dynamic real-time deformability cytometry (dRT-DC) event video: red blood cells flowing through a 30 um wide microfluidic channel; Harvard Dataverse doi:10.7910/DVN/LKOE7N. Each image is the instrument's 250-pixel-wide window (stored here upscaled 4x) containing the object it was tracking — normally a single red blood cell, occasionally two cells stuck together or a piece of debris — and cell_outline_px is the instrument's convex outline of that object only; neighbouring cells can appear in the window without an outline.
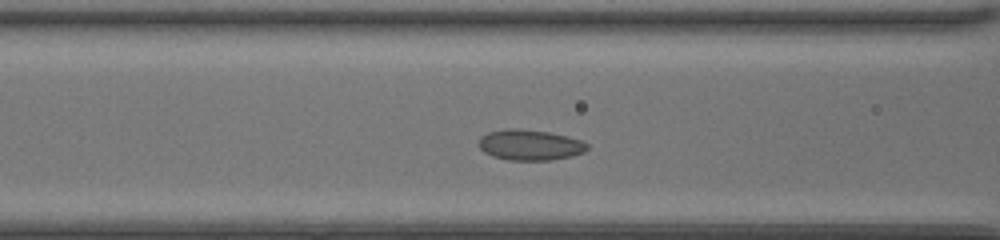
{"species": "common noctule bat (a hibernating species)", "species_latin": "Nyctalus noctula", "temperature_condition": "room temperature", "stored_images_in_passage": 39, "camera_frame_rate_fps": 3000, "um_per_image_px": 0.085, "animal": {"sex": "female", "body_mass_g": 20.0, "forearm_length_mm": 54.0}, "frame": {"image": 1, "passage_image": 11, "time_ms": 3.333, "image_size_px": [1000, 240], "cell_outline_px": [[588, 148], [584, 152], [572, 156], [548, 160], [508, 160], [492, 156], [484, 152], [480, 148], [480, 136], [488, 132], [504, 128], [520, 128], [548, 132], [568, 136], [580, 140], [588, 144]], "centroid_in_image_um": [45.03, 12.31], "position_along_channel_um": 121.6, "area_um2": 19.42}}
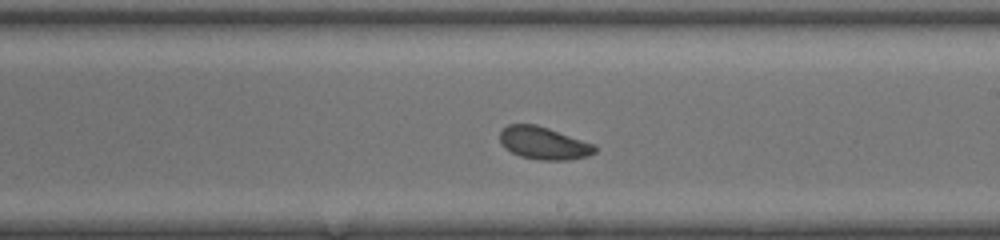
{"frame": {"image": 2, "passage_image": 20, "time_ms": 6.333, "image_size_px": [1000, 240], "cell_outline_px": [[596, 152], [588, 156], [568, 160], [540, 160], [520, 156], [512, 152], [500, 140], [500, 132], [508, 124], [536, 124], [596, 144]], "centroid_in_image_um": [46.26, 12.16], "position_along_channel_um": 242.7, "area_um2": 17.92}}
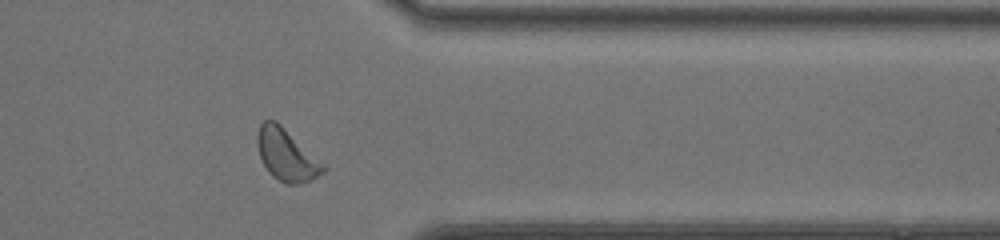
{"frame": {"image": 3, "passage_image": 31, "time_ms": 10.0, "image_size_px": [1000, 240], "cell_outline_px": [[328, 168], [324, 172], [300, 184], [288, 184], [272, 176], [268, 172], [260, 156], [256, 144], [256, 136], [260, 124], [264, 120], [276, 120], [324, 164]], "centroid_in_image_um": [24.32, 13.15], "position_along_channel_um": 387.1, "area_um2": 19.65}, "authors_computed_cell_mechanics": {"area_um2": 18.9584, "velocity_mm_per_s": 4.0454, "shape_relaxation_time_tau1_ms": 2.0256, "shape_relaxation_time_tau2_ms": 5.4678, "deformation_change_tau1": 0.0767, "deformation_change_tau2": 0.089}}